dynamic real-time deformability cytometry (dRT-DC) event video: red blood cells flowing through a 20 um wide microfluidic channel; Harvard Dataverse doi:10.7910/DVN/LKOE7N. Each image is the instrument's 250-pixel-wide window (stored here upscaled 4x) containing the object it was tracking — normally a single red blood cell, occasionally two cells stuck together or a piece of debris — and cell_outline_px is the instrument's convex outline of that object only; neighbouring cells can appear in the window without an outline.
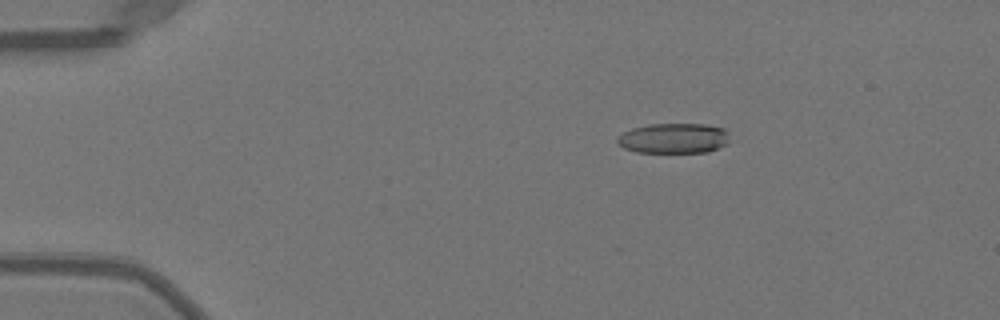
{"species": "Egyptian fruit bat (a non-hibernating species)", "species_latin": "Rousettus aegyptiacus", "temperature_condition": "warm", "stored_images_in_passage": 46, "camera_frame_rate_fps": 3000, "um_per_image_px": 0.085, "animal": {"sex": "female"}, "frame": {"image": 1, "passage_image": 4, "time_ms": 1.0, "image_size_px": [1000, 320], "cell_outline_px": [[728, 144], [708, 152], [636, 152], [624, 148], [616, 140], [616, 136], [632, 128], [648, 124], [704, 124], [724, 128], [728, 132]], "centroid_in_image_um": [57.27, 11.75], "position_along_channel_um": 27.7, "area_um2": 19.83}}
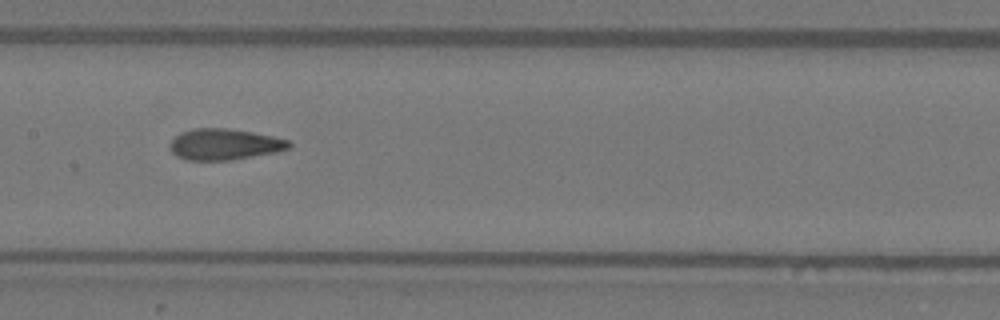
{"frame": {"image": 2, "passage_image": 21, "time_ms": 6.667, "image_size_px": [1000, 320], "cell_outline_px": [[292, 144], [288, 148], [276, 152], [232, 160], [184, 160], [176, 156], [168, 148], [168, 144], [180, 132], [192, 128], [224, 128], [252, 132], [272, 136], [288, 140]], "centroid_in_image_um": [19.02, 12.27], "position_along_channel_um": 188.4, "area_um2": 21.68}}
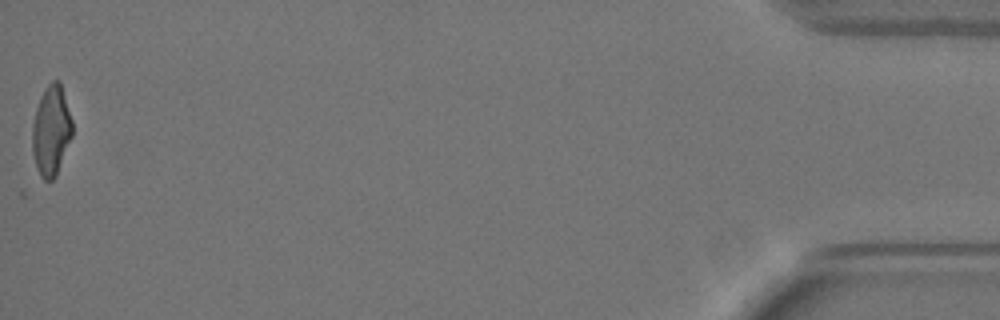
{"frame": {"image": 3, "passage_image": 46, "time_ms": 15.0, "image_size_px": [1000, 320], "cell_outline_px": [[72, 136], [56, 176], [52, 180], [44, 180], [40, 176], [32, 152], [32, 124], [36, 108], [40, 96], [44, 88], [52, 80], [60, 80], [72, 120]], "centroid_in_image_um": [4.35, 11.08], "position_along_channel_um": 430.9, "area_um2": 21.1}, "authors_computed_cell_mechanics": {"area_um2": 21.4727, "velocity_mm_per_s": 4.0449, "shape_relaxation_time_tau1_ms": 9.4494, "shape_relaxation_time_tau2_ms": 1.5894, "deformation_change_tau1": 0.2693, "deformation_change_tau2": 0.0946}}